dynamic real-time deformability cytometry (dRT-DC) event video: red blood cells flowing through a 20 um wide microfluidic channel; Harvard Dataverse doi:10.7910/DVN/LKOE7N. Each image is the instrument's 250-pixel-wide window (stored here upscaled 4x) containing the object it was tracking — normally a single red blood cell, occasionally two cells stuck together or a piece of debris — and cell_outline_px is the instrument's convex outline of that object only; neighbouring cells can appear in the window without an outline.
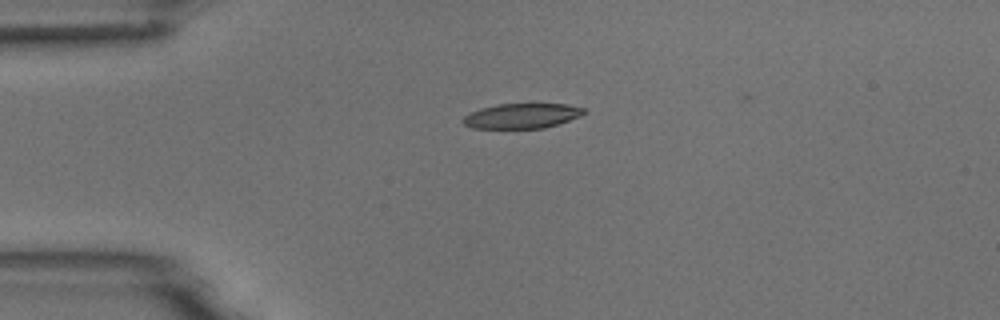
{"species": "common noctule bat (a hibernating species)", "species_latin": "Nyctalus noctula", "temperature_condition": "room temperature", "stored_images_in_passage": 42, "camera_frame_rate_fps": 3000, "um_per_image_px": 0.085, "animal": {"sex": "male", "body_mass_g": 18.8}, "frame": {"image": 1, "passage_image": 1, "time_ms": 0.0, "image_size_px": [1000, 320], "cell_outline_px": [[588, 112], [580, 116], [544, 128], [472, 128], [464, 124], [460, 120], [468, 112], [480, 108], [496, 104], [564, 104], [584, 108]], "centroid_in_image_um": [44.3, 9.84], "position_along_channel_um": 40.7, "area_um2": 17.63}}
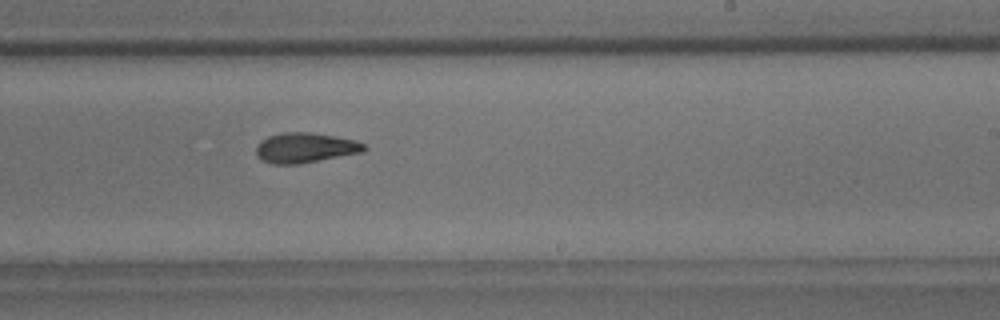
{"frame": {"image": 2, "passage_image": 21, "time_ms": 6.667, "image_size_px": [1000, 320], "cell_outline_px": [[368, 148], [364, 152], [296, 164], [272, 164], [260, 160], [256, 156], [256, 144], [260, 140], [268, 136], [284, 132], [308, 132], [356, 140], [364, 144]], "centroid_in_image_um": [25.9, 12.56], "position_along_channel_um": 263.1, "area_um2": 18.96}}
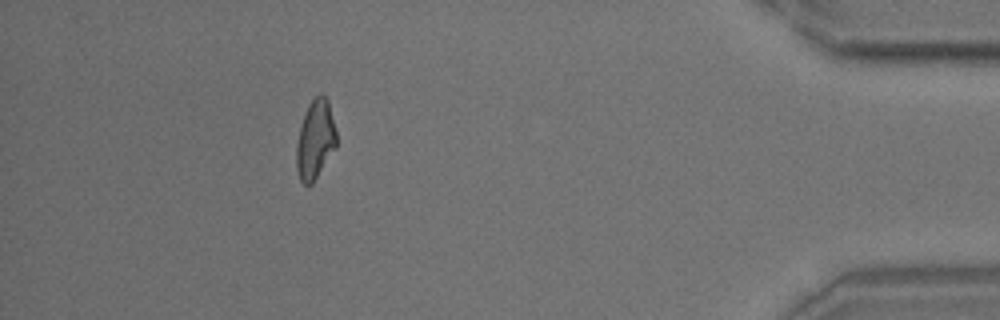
{"frame": {"image": 3, "passage_image": 37, "time_ms": 12.0, "image_size_px": [1000, 320], "cell_outline_px": [[336, 148], [312, 184], [304, 184], [300, 180], [296, 168], [296, 144], [300, 128], [308, 104], [320, 92], [328, 100], [336, 132]], "centroid_in_image_um": [26.79, 11.88], "position_along_channel_um": 408.4, "area_um2": 18.32}, "authors_computed_cell_mechanics": {"area_um2": 18.5827, "velocity_mm_per_s": 3.7149, "shape_relaxation_time_tau1_ms": 10.2973, "shape_relaxation_time_tau2_ms": 6.2629, "deformation_change_tau1": 0.2625, "deformation_change_tau2": 0.159}}